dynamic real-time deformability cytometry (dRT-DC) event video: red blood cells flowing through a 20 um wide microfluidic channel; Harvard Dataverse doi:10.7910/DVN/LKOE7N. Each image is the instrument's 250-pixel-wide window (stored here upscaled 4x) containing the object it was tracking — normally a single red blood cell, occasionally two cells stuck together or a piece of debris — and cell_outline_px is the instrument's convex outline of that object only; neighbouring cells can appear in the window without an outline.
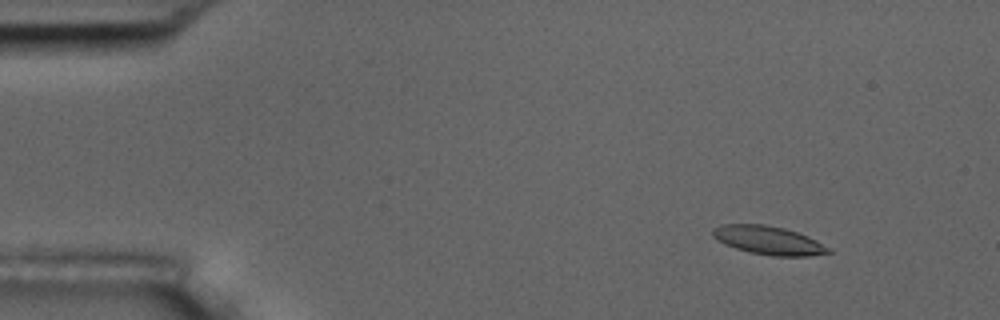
{"species": "common noctule bat (a hibernating species)", "species_latin": "Nyctalus noctula", "temperature_condition": "room temperature", "stored_images_in_passage": 18, "camera_frame_rate_fps": 3000, "um_per_image_px": 0.085, "animal": {"sex": "male", "body_mass_g": 17.5, "forearm_length_mm": 52.3}, "frame": {"image": 1, "passage_image": 7, "time_ms": 2.0, "image_size_px": [1000, 320], "cell_outline_px": [[832, 252], [808, 256], [772, 256], [752, 252], [736, 248], [716, 240], [712, 236], [712, 228], [720, 224], [764, 224], [784, 228], [808, 236], [816, 240], [828, 248]], "centroid_in_image_um": [65.28, 20.41], "position_along_channel_um": 19.7, "area_um2": 19.07}}
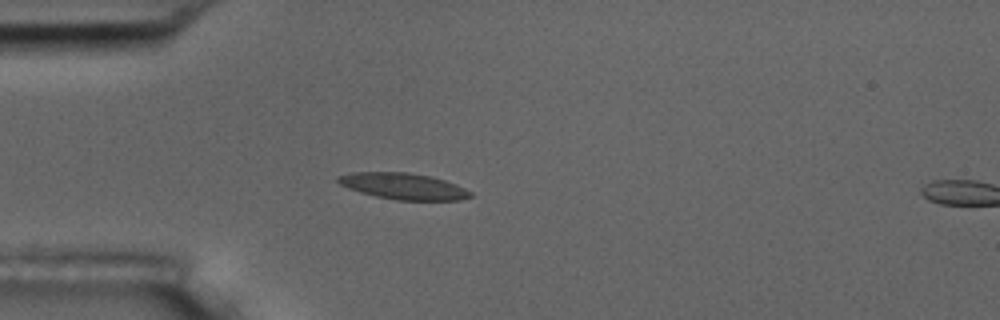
{"frame": {"image": 2, "passage_image": 16, "time_ms": 5.0, "image_size_px": [1000, 320], "cell_outline_px": [[472, 196], [460, 200], [396, 200], [376, 196], [360, 192], [348, 188], [340, 184], [336, 180], [336, 176], [352, 172], [408, 172], [432, 176], [456, 184], [472, 192]], "centroid_in_image_um": [34.28, 15.82], "position_along_channel_um": 50.7, "area_um2": 20.35}}